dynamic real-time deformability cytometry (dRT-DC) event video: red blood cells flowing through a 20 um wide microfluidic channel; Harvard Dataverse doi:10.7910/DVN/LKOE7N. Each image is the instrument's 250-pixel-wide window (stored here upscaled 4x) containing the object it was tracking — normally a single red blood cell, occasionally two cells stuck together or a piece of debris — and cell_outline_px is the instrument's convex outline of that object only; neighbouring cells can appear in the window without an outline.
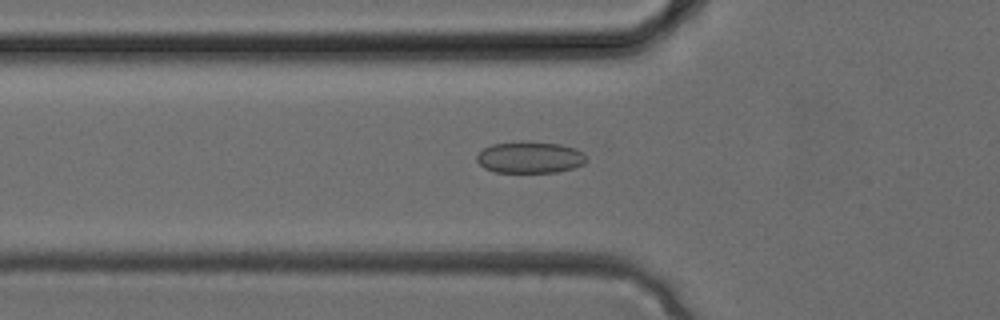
{"species": "common noctule bat (a hibernating species)", "species_latin": "Nyctalus noctula", "temperature_condition": "cold", "stored_images_in_passage": 35, "camera_frame_rate_fps": 3000, "um_per_image_px": 0.085, "animal": {"sex": "female", "body_mass_g": 24.6, "forearm_length_mm": 56.2}, "frame": {"image": 1, "passage_image": 12, "time_ms": 3.667, "image_size_px": [1000, 320], "cell_outline_px": [[588, 160], [584, 164], [572, 168], [556, 172], [496, 172], [484, 168], [476, 160], [476, 156], [484, 148], [492, 144], [560, 144], [576, 148], [584, 152]], "centroid_in_image_um": [45.09, 13.42], "position_along_channel_um": 80.7, "area_um2": 19.48}}
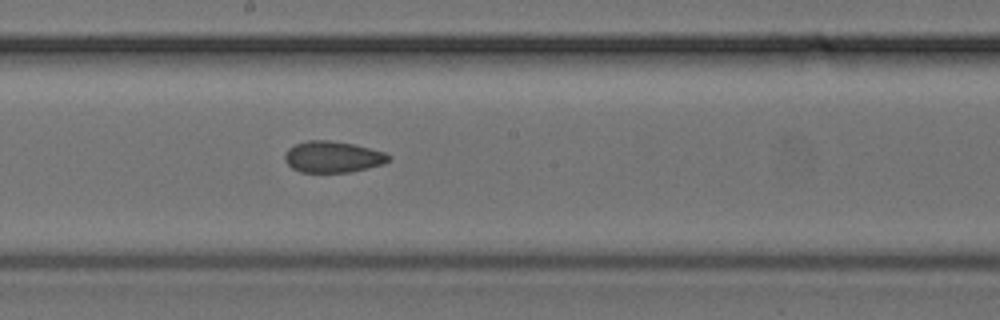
{"frame": {"image": 2, "passage_image": 19, "time_ms": 6.0, "image_size_px": [1000, 320], "cell_outline_px": [[392, 160], [384, 164], [352, 172], [300, 172], [292, 168], [284, 160], [284, 156], [288, 148], [296, 144], [308, 140], [328, 140], [352, 144], [384, 152], [392, 156]], "centroid_in_image_um": [28.3, 13.34], "position_along_channel_um": 219.9, "area_um2": 19.02}}
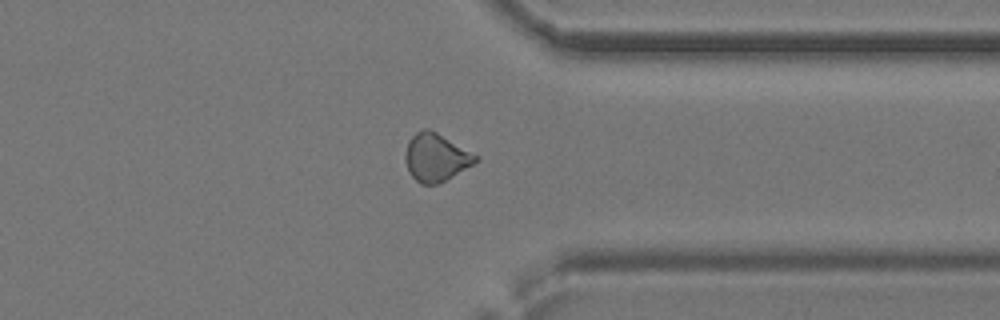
{"frame": {"image": 3, "passage_image": 27, "time_ms": 8.667, "image_size_px": [1000, 320], "cell_outline_px": [[480, 160], [452, 176], [436, 184], [420, 184], [408, 172], [404, 160], [404, 156], [408, 140], [416, 132], [424, 128], [428, 128], [436, 132], [480, 156]], "centroid_in_image_um": [37.04, 13.37], "position_along_channel_um": 374.4, "area_um2": 19.65}}